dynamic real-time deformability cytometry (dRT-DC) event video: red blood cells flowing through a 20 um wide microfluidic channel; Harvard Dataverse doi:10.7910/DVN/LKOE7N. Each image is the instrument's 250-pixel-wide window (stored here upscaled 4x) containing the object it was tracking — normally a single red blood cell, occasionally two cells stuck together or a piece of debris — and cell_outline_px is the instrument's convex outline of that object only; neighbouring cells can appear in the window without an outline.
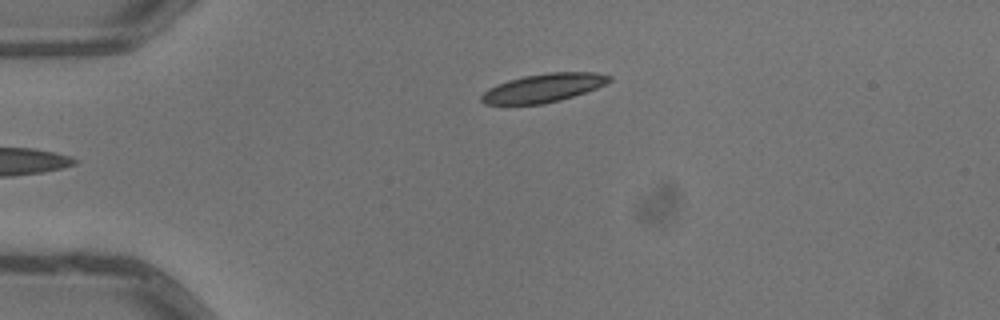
{"species": "common noctule bat (a hibernating species)", "species_latin": "Nyctalus noctula", "temperature_condition": "warm", "stored_images_in_passage": 4, "camera_frame_rate_fps": 3000, "um_per_image_px": 0.085, "animal": {"sex": "male", "body_mass_g": 13.3}, "frame": {"image": 1, "passage_image": 4, "time_ms": 1.0, "image_size_px": [1000, 320], "cell_outline_px": [[612, 80], [596, 88], [560, 100], [544, 104], [484, 104], [480, 100], [480, 96], [488, 88], [496, 84], [508, 80], [524, 76], [548, 72], [596, 72], [612, 76]], "centroid_in_image_um": [46.17, 7.46], "position_along_channel_um": 38.8, "area_um2": 21.21}}